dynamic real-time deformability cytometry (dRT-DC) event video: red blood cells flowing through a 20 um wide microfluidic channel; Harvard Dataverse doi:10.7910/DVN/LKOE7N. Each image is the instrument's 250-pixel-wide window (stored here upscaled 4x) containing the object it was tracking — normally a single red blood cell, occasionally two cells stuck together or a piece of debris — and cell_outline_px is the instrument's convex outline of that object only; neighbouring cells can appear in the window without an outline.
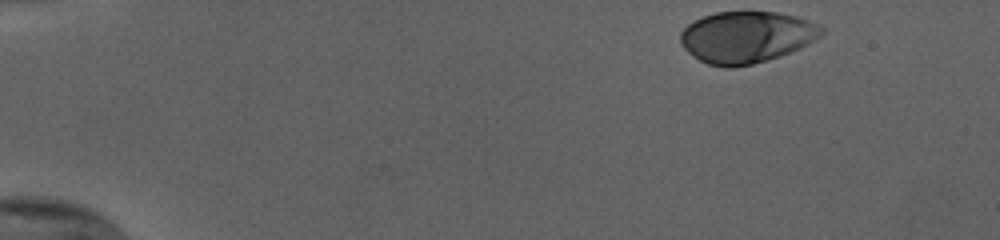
{"species": "human", "species_latin": "Homo sapiens", "temperature_condition": "cold", "stored_images_in_passage": 15, "camera_frame_rate_fps": 3000, "um_per_image_px": 0.085, "donor": {"sex": "female"}, "frame": {"image": 1, "passage_image": 1, "time_ms": 0.0, "image_size_px": [1000, 240], "cell_outline_px": [[828, 28], [820, 36], [808, 44], [780, 56], [752, 64], [732, 68], [728, 68], [708, 64], [692, 56], [680, 44], [680, 32], [688, 24], [704, 16], [716, 12], [776, 12], [796, 16], [820, 24]], "centroid_in_image_um": [63.47, 3.15], "position_along_channel_um": 21.5, "area_um2": 42.54}}
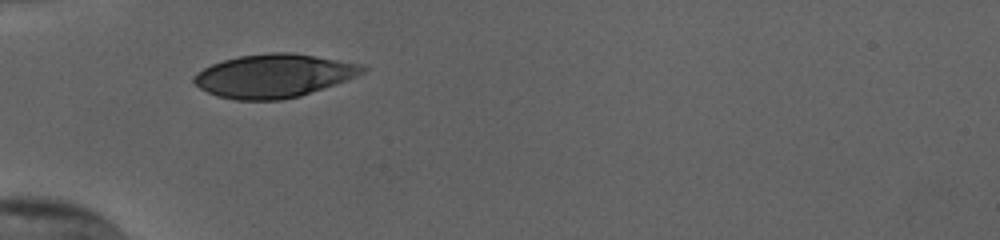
{"frame": {"image": 2, "passage_image": 13, "time_ms": 4.0, "image_size_px": [1000, 240], "cell_outline_px": [[368, 68], [364, 72], [356, 76], [336, 84], [300, 96], [280, 100], [236, 100], [216, 96], [200, 88], [192, 80], [192, 76], [196, 72], [212, 64], [224, 60], [240, 56], [268, 52], [292, 52], [316, 56], [356, 64]], "centroid_in_image_um": [23.22, 6.45], "position_along_channel_um": 61.8, "area_um2": 42.43}}